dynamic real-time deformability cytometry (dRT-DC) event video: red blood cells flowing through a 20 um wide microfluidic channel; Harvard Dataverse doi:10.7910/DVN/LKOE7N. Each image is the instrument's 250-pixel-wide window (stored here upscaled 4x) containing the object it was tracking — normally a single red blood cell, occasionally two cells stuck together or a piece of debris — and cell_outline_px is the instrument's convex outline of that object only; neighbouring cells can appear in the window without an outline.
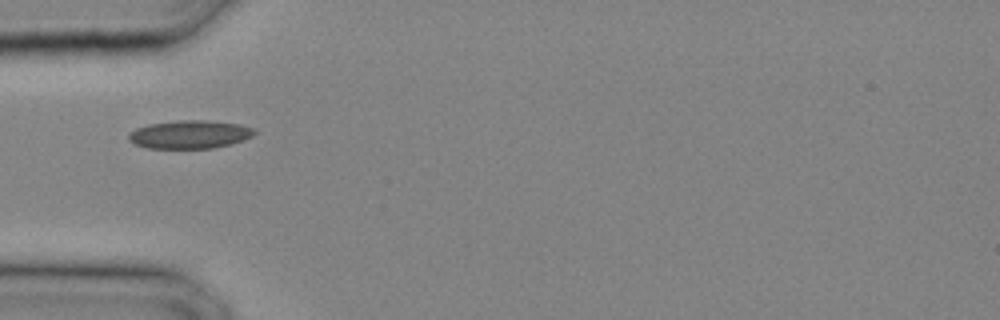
{"species": "common noctule bat (a hibernating species)", "species_latin": "Nyctalus noctula", "temperature_condition": "cold", "stored_images_in_passage": 19, "camera_frame_rate_fps": 3000, "um_per_image_px": 0.085, "animal": {"sex": "male", "body_mass_g": 20.4}, "frame": {"image": 1, "passage_image": 1, "time_ms": 0.0, "image_size_px": [1000, 320], "cell_outline_px": [[256, 132], [252, 136], [244, 140], [232, 144], [212, 148], [148, 148], [136, 144], [128, 140], [128, 136], [136, 128], [148, 124], [180, 120], [204, 120], [240, 124], [252, 128]], "centroid_in_image_um": [16.14, 11.43], "position_along_channel_um": 68.9, "area_um2": 20.58}}
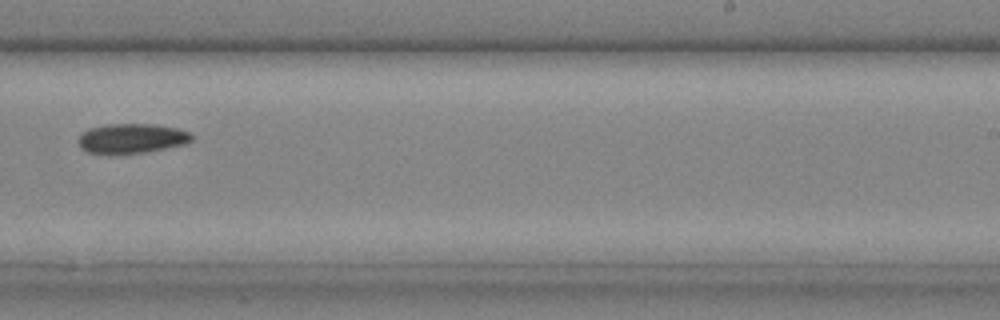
{"frame": {"image": 2, "passage_image": 11, "time_ms": 3.333, "image_size_px": [1000, 320], "cell_outline_px": [[192, 140], [184, 144], [144, 152], [112, 156], [108, 156], [88, 152], [80, 148], [80, 132], [88, 128], [104, 124], [156, 124], [176, 128], [188, 132], [192, 136]], "centroid_in_image_um": [11.11, 11.78], "position_along_channel_um": 277.9, "area_um2": 20.0}}